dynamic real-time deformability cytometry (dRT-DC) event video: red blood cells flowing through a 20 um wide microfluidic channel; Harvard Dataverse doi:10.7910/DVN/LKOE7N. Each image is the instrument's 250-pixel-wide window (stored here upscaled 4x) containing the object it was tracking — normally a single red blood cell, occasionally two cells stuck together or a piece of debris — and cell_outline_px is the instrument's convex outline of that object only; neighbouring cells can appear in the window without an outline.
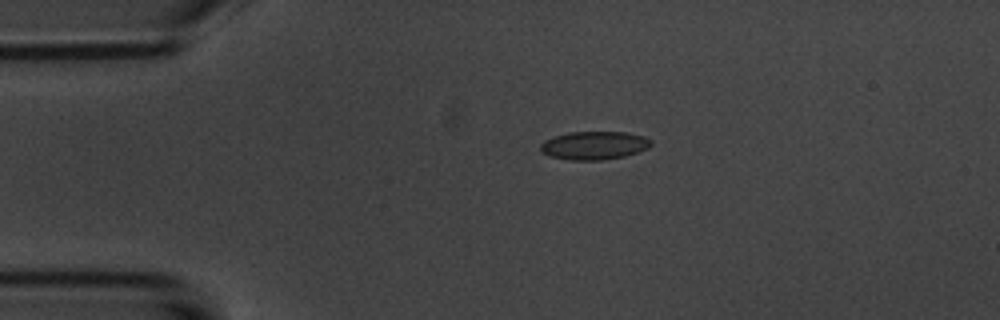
{"species": "common noctule bat (a hibernating species)", "species_latin": "Nyctalus noctula", "temperature_condition": "room temperature", "stored_images_in_passage": 2, "camera_frame_rate_fps": 3000, "um_per_image_px": 0.085, "animal": {"sex": "male", "body_mass_g": 20.1, "forearm_length_mm": 53.5}, "frame": {"image": 1, "passage_image": 1, "time_ms": 0.0, "image_size_px": [1000, 320], "cell_outline_px": [[652, 144], [648, 148], [624, 156], [604, 160], [572, 160], [548, 156], [540, 152], [540, 144], [544, 140], [568, 132], [628, 132], [644, 136], [652, 140]], "centroid_in_image_um": [50.49, 12.36], "position_along_channel_um": 34.5, "area_um2": 18.32}}